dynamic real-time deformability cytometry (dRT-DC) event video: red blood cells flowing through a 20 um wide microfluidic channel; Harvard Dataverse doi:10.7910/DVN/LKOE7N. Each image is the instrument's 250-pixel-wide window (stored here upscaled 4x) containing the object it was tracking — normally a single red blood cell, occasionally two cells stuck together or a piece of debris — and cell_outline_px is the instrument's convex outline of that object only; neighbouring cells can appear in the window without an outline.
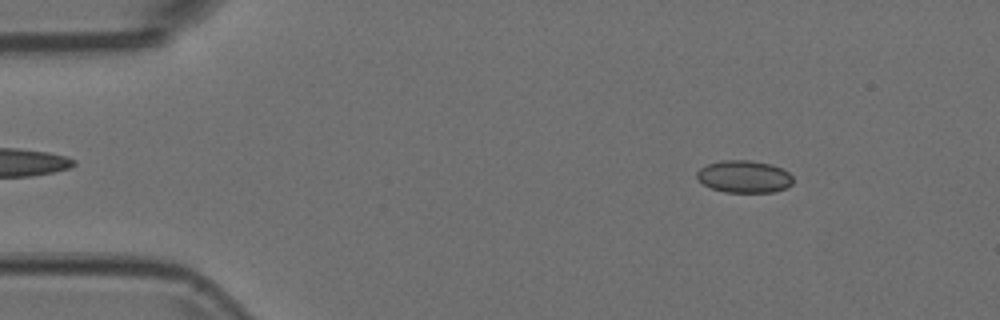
{"species": "Egyptian fruit bat (a non-hibernating species)", "species_latin": "Rousettus aegyptiacus", "temperature_condition": "room temperature", "stored_images_in_passage": 55, "camera_frame_rate_fps": 3000, "um_per_image_px": 0.085, "animal": {"sex": "female"}, "frame": {"image": 1, "passage_image": 8, "time_ms": 2.333, "image_size_px": [1000, 320], "cell_outline_px": [[792, 184], [788, 188], [772, 192], [724, 192], [712, 188], [704, 184], [696, 176], [696, 172], [700, 168], [708, 164], [720, 160], [752, 160], [772, 164], [788, 172], [792, 176]], "centroid_in_image_um": [63.26, 15.0], "position_along_channel_um": 21.7, "area_um2": 18.15}}
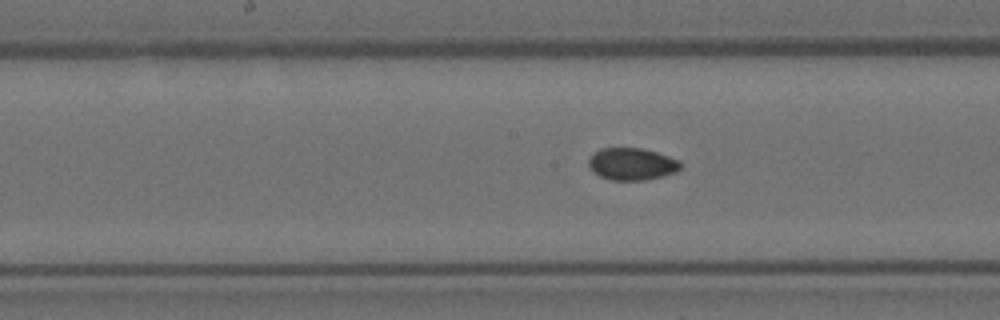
{"frame": {"image": 2, "passage_image": 28, "time_ms": 9.0, "image_size_px": [1000, 320], "cell_outline_px": [[680, 168], [676, 172], [664, 176], [644, 180], [612, 180], [600, 176], [592, 172], [588, 168], [588, 160], [600, 148], [644, 148], [680, 160]], "centroid_in_image_um": [53.7, 13.94], "position_along_channel_um": 194.5, "area_um2": 17.28}}
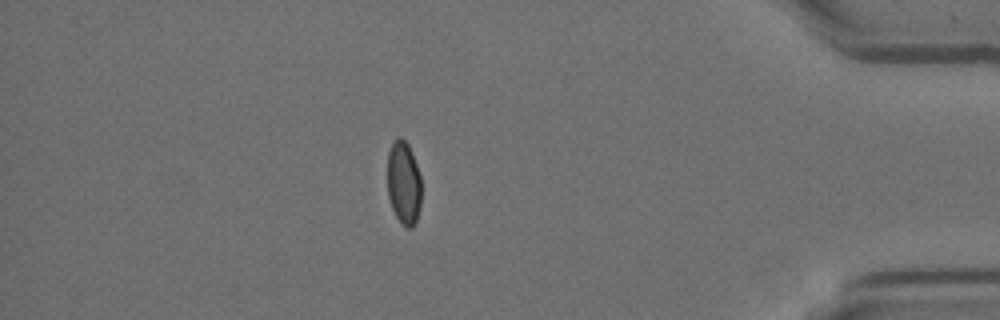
{"frame": {"image": 3, "passage_image": 48, "time_ms": 15.667, "image_size_px": [1000, 320], "cell_outline_px": [[420, 204], [416, 220], [412, 228], [408, 228], [400, 224], [392, 208], [388, 196], [388, 152], [396, 136], [400, 136], [408, 144], [412, 152], [420, 176]], "centroid_in_image_um": [34.3, 15.54], "position_along_channel_um": 400.9, "area_um2": 16.47}}